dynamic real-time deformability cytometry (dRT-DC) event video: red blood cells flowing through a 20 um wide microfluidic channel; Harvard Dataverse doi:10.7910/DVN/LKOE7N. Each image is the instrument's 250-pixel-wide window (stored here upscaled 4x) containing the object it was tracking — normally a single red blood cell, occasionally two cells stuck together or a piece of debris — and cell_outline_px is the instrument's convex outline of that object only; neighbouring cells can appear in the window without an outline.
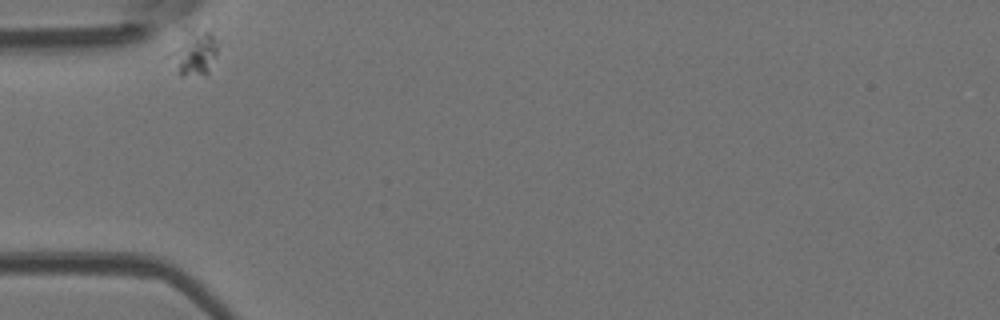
{"species": "Egyptian fruit bat (a non-hibernating species)", "species_latin": "Rousettus aegyptiacus", "temperature_condition": "room temperature", "stored_images_in_passage": 33, "camera_frame_rate_fps": 3000, "um_per_image_px": 0.085, "animal": {"sex": "female"}, "frame": {"image": 1, "passage_image": 1, "time_ms": 0.0, "image_size_px": [1000, 320], "cell_outline_px": [[216, 52], [208, 72], [204, 76], [180, 76], [176, 72], [172, 56], [172, 52], [184, 44], [204, 32], [212, 32], [216, 40]], "centroid_in_image_um": [16.62, 4.74], "position_along_channel_um": 68.4, "area_um2": 10.35}}
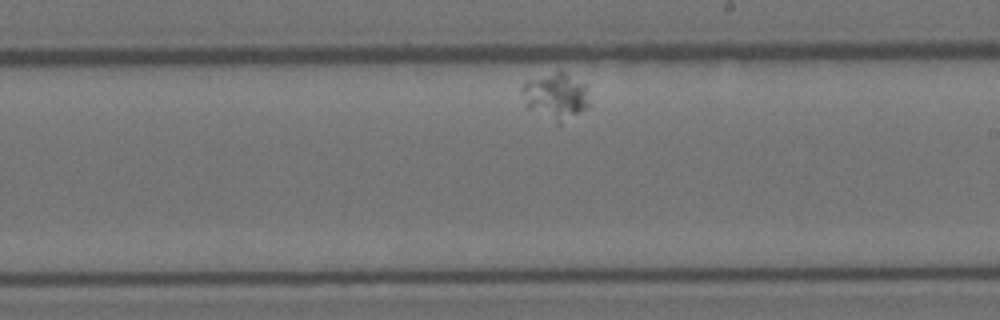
{"frame": {"image": 2, "passage_image": 19, "time_ms": 6.0, "image_size_px": [1000, 320], "cell_outline_px": [[588, 108], [560, 124], [556, 124], [528, 108], [520, 92], [520, 88], [528, 80], [560, 68], [584, 84], [588, 104]], "centroid_in_image_um": [47.2, 8.16], "position_along_channel_um": 241.8, "area_um2": 18.44}}
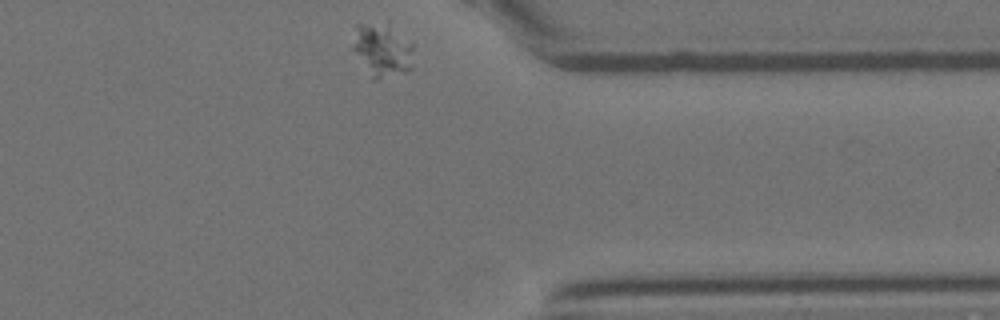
{"frame": {"image": 3, "passage_image": 33, "time_ms": 10.667, "image_size_px": [1000, 320], "cell_outline_px": [[412, 68], [404, 72], [376, 80], [368, 80], [352, 48], [356, 24], [388, 20], [412, 44]], "centroid_in_image_um": [32.45, 4.23], "position_along_channel_um": 379.0, "area_um2": 19.77}}